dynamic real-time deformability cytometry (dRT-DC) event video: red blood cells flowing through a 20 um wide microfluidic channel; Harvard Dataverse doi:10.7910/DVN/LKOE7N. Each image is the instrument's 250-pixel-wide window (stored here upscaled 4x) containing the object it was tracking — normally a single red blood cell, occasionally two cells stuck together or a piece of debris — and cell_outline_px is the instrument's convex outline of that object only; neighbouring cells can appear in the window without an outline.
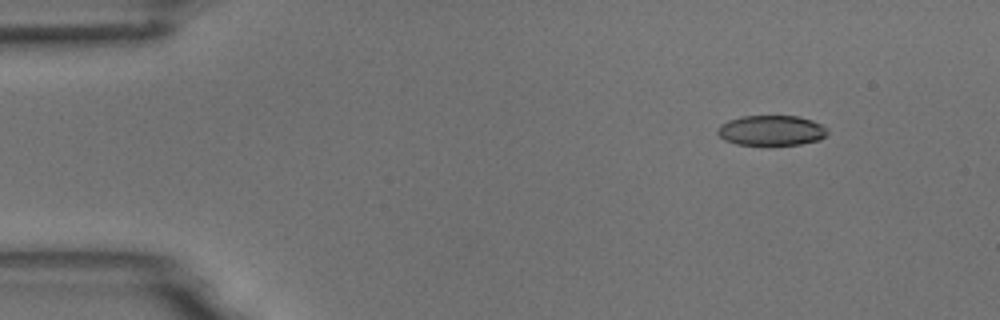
{"species": "common noctule bat (a hibernating species)", "species_latin": "Nyctalus noctula", "temperature_condition": "room temperature", "stored_images_in_passage": 3, "camera_frame_rate_fps": 3000, "um_per_image_px": 0.085, "animal": {"sex": "male", "body_mass_g": 18.8}, "frame": {"image": 1, "passage_image": 1, "time_ms": 0.0, "image_size_px": [1000, 320], "cell_outline_px": [[828, 132], [820, 140], [800, 144], [736, 144], [724, 140], [716, 132], [716, 128], [720, 124], [728, 120], [740, 116], [796, 116], [812, 120], [828, 128]], "centroid_in_image_um": [65.54, 11.07], "position_along_channel_um": 19.5, "area_um2": 19.31}}
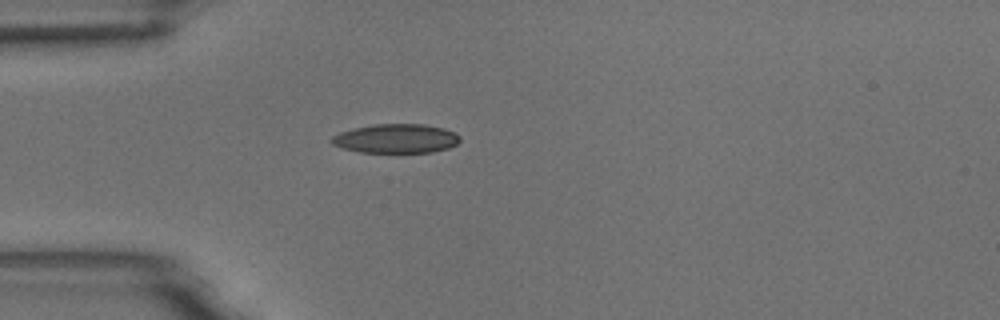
{"frame": {"image": 2, "passage_image": 3, "time_ms": 0.667, "image_size_px": [1000, 320], "cell_outline_px": [[460, 140], [456, 144], [448, 148], [432, 152], [360, 152], [344, 148], [332, 144], [332, 136], [340, 132], [372, 124], [424, 124], [444, 128], [456, 132], [460, 136]], "centroid_in_image_um": [33.7, 11.77], "position_along_channel_um": 51.3, "area_um2": 21.68}}